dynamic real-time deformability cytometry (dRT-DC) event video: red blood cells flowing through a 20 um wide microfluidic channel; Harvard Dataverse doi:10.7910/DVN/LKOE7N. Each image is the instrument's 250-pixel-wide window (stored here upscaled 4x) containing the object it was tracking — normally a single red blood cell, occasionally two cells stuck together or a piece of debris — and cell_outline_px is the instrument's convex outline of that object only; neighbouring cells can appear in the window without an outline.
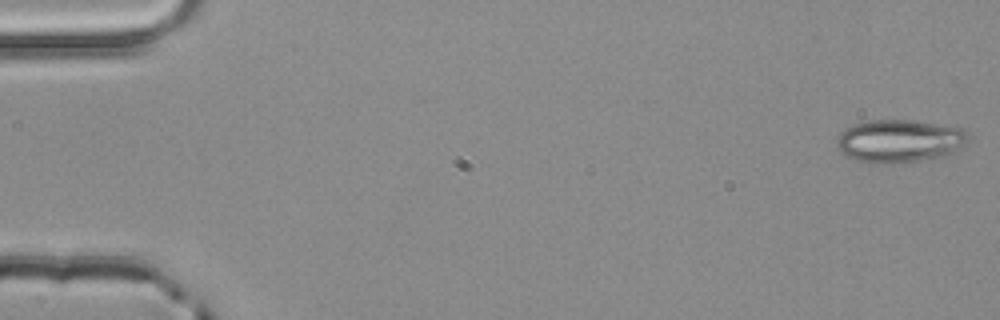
{"species": "common noctule bat (a hibernating species)", "species_latin": "Nyctalus noctula", "temperature_condition": "room temperature", "stored_images_in_passage": 4, "camera_frame_rate_fps": 3000, "um_per_image_px": 0.085, "animal": {"sex": "male", "body_mass_g": 20.4}, "frame": {"image": 1, "passage_image": 1, "time_ms": 0.0, "image_size_px": [1000, 320], "cell_outline_px": [[972, 136], [964, 144], [952, 152], [940, 156], [920, 160], [884, 164], [876, 164], [856, 160], [840, 152], [836, 148], [836, 140], [840, 132], [844, 128], [868, 120], [912, 120], [964, 128]], "centroid_in_image_um": [76.43, 11.97], "position_along_channel_um": 8.6, "area_um2": 32.95}}